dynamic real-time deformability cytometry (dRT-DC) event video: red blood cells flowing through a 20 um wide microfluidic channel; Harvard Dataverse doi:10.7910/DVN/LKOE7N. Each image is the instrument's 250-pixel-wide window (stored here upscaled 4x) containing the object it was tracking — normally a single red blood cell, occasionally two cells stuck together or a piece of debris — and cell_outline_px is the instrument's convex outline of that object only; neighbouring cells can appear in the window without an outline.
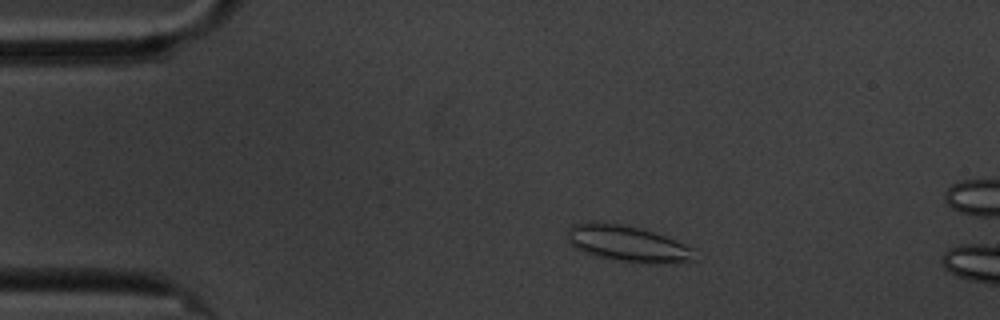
{"species": "common noctule bat (a hibernating species)", "species_latin": "Nyctalus noctula", "temperature_condition": "cold", "stored_images_in_passage": 58, "camera_frame_rate_fps": 3000, "um_per_image_px": 0.085, "animal": {"sex": "male", "body_mass_g": 20.1, "forearm_length_mm": 53.5}, "frame": {"image": 1, "passage_image": 9, "time_ms": 2.667, "image_size_px": [1000, 320], "cell_outline_px": [[700, 260], [652, 264], [616, 260], [596, 256], [572, 248], [568, 240], [568, 228], [572, 224], [588, 220], [596, 220], [620, 224], [640, 228], [676, 240], [696, 248]], "centroid_in_image_um": [53.36, 20.7], "position_along_channel_um": 31.6, "area_um2": 27.51}}
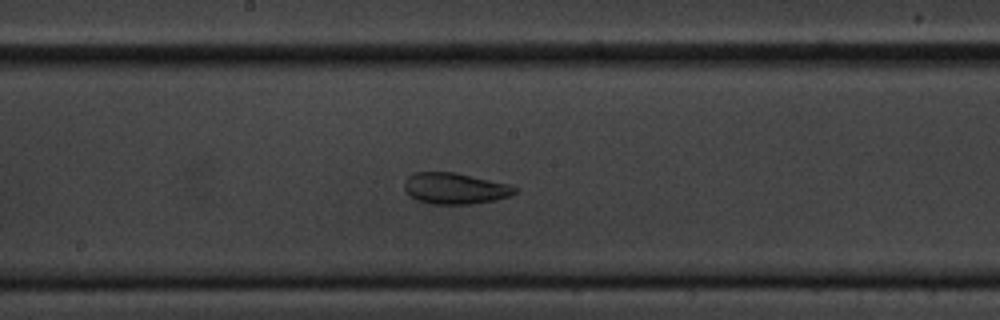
{"frame": {"image": 2, "passage_image": 29, "time_ms": 9.333, "image_size_px": [1000, 320], "cell_outline_px": [[516, 192], [512, 196], [472, 204], [428, 204], [416, 200], [404, 188], [404, 180], [408, 176], [416, 172], [456, 172], [508, 184], [516, 188]], "centroid_in_image_um": [38.65, 16.01], "position_along_channel_um": 209.5, "area_um2": 20.06}}
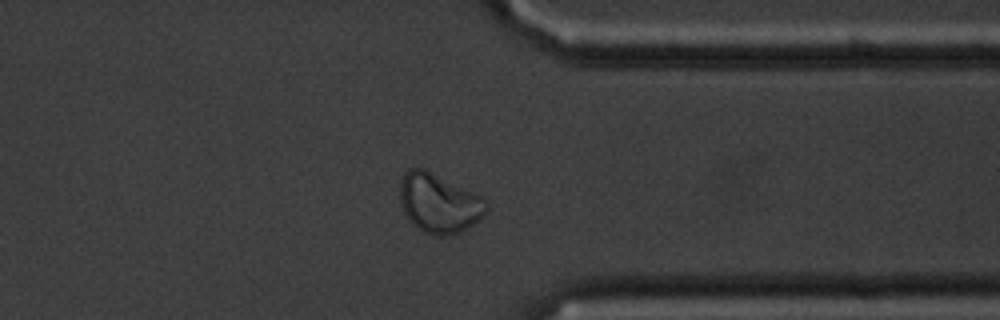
{"frame": {"image": 3, "passage_image": 44, "time_ms": 14.333, "image_size_px": [1000, 320], "cell_outline_px": [[488, 208], [472, 224], [460, 232], [448, 236], [436, 236], [424, 232], [416, 228], [412, 224], [404, 212], [400, 200], [400, 180], [404, 172], [408, 168], [424, 168], [480, 196], [488, 204]], "centroid_in_image_um": [37.25, 17.27], "position_along_channel_um": 374.1, "area_um2": 29.54}, "authors_computed_cell_mechanics": {"area_um2": 25.0563, "velocity_mm_per_s": 3.3737, "shape_relaxation_time_tau1_ms": null, "shape_relaxation_time_tau2_ms": 1.719, "deformation_change_tau1": null, "deformation_change_tau2": 0.0795}}